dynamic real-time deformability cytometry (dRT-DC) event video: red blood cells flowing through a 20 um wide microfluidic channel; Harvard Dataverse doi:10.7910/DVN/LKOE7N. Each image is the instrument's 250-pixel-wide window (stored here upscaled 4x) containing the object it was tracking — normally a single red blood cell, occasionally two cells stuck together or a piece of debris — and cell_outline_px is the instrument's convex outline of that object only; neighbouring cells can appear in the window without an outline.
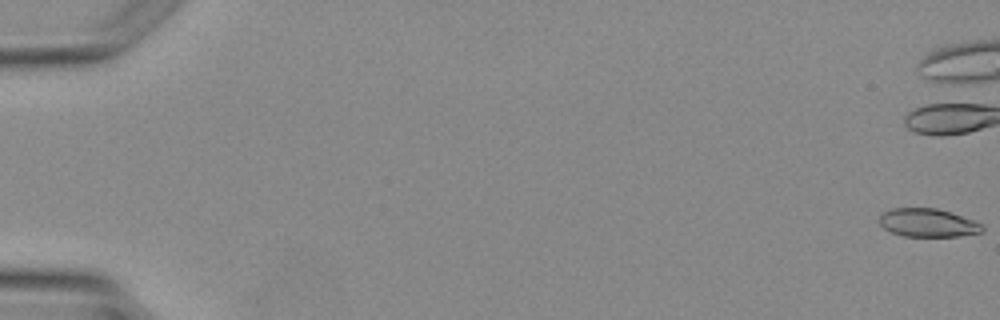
{"species": "Egyptian fruit bat (a non-hibernating species)", "species_latin": "Rousettus aegyptiacus", "temperature_condition": "warm", "stored_images_in_passage": 5, "camera_frame_rate_fps": 3000, "um_per_image_px": 0.085, "animal": {"sex": "female"}, "frame": {"image": 1, "passage_image": 1, "time_ms": 0.0, "image_size_px": [1000, 320], "cell_outline_px": [[984, 232], [960, 236], [904, 236], [892, 232], [884, 228], [880, 224], [880, 216], [884, 212], [892, 208], [936, 208], [952, 212], [984, 224]], "centroid_in_image_um": [78.92, 18.93], "position_along_channel_um": 6.1, "area_um2": 17.05}}